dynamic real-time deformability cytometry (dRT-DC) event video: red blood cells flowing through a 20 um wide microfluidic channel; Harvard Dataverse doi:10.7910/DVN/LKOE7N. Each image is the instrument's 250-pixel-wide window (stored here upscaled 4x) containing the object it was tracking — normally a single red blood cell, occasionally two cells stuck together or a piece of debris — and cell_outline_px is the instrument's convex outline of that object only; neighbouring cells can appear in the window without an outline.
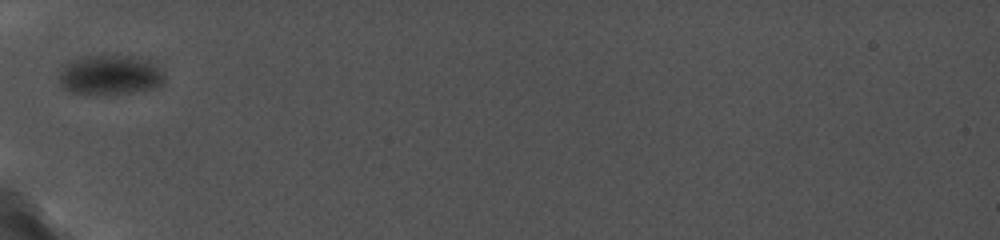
{"species": "common noctule bat (a hibernating species)", "species_latin": "Nyctalus noctula", "temperature_condition": "cold", "stored_images_in_passage": 52, "camera_frame_rate_fps": 5000, "um_per_image_px": 0.085, "animal": {"sex": "female", "body_mass_g": 19.0, "forearm_length_mm": 56.7}, "frame": {"image": 1, "passage_image": 1, "time_ms": 0.0, "image_size_px": [1000, 240], "cell_outline_px": [[164, 84], [156, 88], [132, 92], [100, 96], [72, 92], [64, 88], [60, 84], [60, 72], [72, 60], [88, 56], [132, 56], [148, 60], [160, 68], [164, 76]], "centroid_in_image_um": [9.4, 6.41], "position_along_channel_um": 75.6, "area_um2": 24.45}}
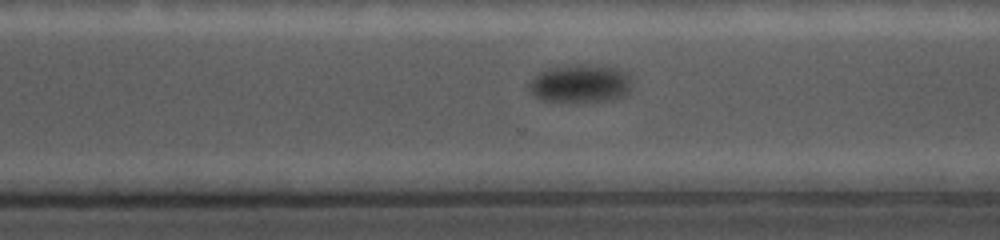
{"frame": {"image": 2, "passage_image": 34, "time_ms": 7.4, "image_size_px": [1000, 240], "cell_outline_px": [[632, 88], [624, 96], [612, 100], [572, 104], [540, 100], [528, 88], [528, 84], [540, 72], [548, 68], [580, 64], [616, 68], [628, 72], [632, 80]], "centroid_in_image_um": [49.36, 7.15], "position_along_channel_um": 321.2, "area_um2": 23.52}}
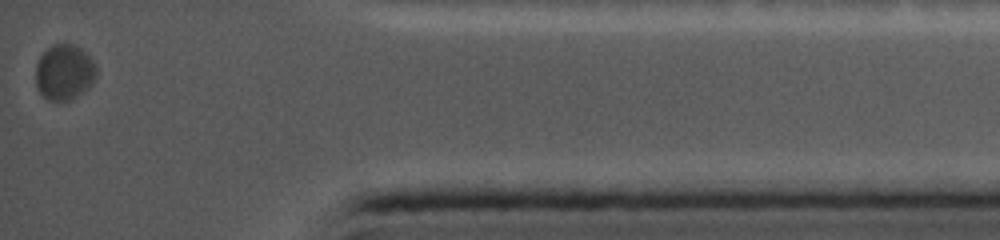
{"frame": {"image": 3, "passage_image": 52, "time_ms": 11.2, "image_size_px": [1000, 240], "cell_outline_px": [[96, 76], [92, 84], [88, 88], [76, 96], [68, 100], [48, 100], [40, 92], [36, 84], [36, 64], [40, 56], [52, 44], [64, 40], [80, 48], [96, 64]], "centroid_in_image_um": [5.46, 6.09], "position_along_channel_um": 429.7, "area_um2": 19.71}}